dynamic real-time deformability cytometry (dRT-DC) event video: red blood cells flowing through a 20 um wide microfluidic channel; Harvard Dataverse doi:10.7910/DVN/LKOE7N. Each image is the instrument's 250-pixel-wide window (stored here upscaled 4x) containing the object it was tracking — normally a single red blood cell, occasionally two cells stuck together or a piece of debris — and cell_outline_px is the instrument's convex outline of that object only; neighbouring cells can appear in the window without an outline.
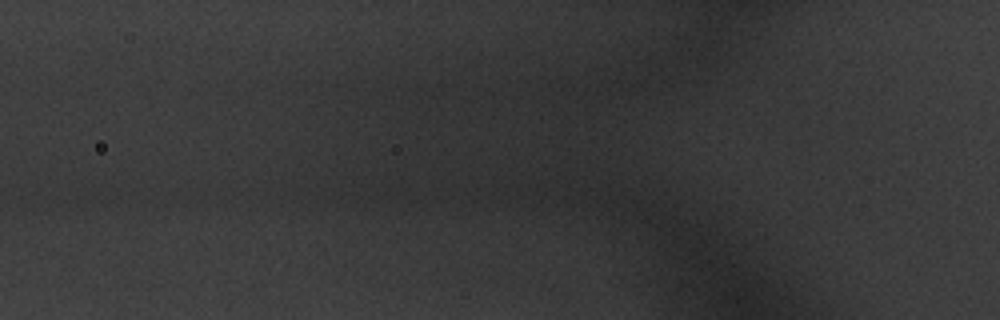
{"species": "common noctule bat (a hibernating species)", "species_latin": "Nyctalus noctula", "temperature_condition": "warm", "stored_images_in_passage": 3, "camera_frame_rate_fps": 3000, "um_per_image_px": 0.085, "animal": {"sex": "male", "body_mass_g": 20.1, "forearm_length_mm": 53.5}, "frame": {"image": 1, "passage_image": 3, "time_ms": 0.667, "image_size_px": [1000, 320], "cell_outline_px": [[732, 228], [728, 236], [708, 244], [648, 204], [648, 188], [672, 196], [692, 204], [708, 212]], "centroid_in_image_um": [58.6, 18.43], "position_along_channel_um": 67.2, "area_um2": 14.1}}